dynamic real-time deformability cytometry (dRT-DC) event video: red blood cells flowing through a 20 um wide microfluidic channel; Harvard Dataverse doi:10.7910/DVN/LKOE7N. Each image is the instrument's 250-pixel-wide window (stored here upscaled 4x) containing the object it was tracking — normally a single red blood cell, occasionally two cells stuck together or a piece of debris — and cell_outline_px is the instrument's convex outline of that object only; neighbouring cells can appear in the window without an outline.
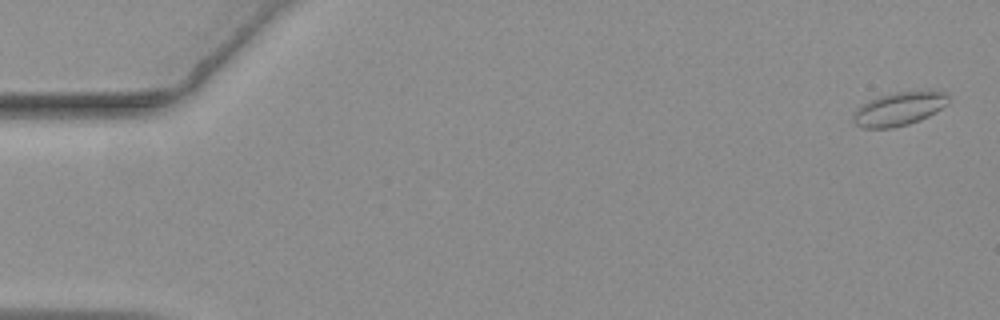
{"species": "common noctule bat (a hibernating species)", "species_latin": "Nyctalus noctula", "temperature_condition": "warm", "stored_images_in_passage": 59, "camera_frame_rate_fps": 3000, "um_per_image_px": 0.085, "animal": {"sex": "female", "body_mass_g": 19.3, "forearm_length_mm": 54.1}, "frame": {"image": 1, "passage_image": 2, "time_ms": 0.333, "image_size_px": [1000, 320], "cell_outline_px": [[948, 104], [936, 112], [920, 120], [908, 124], [892, 128], [864, 128], [852, 124], [852, 116], [856, 108], [860, 104], [868, 100], [880, 96], [896, 92], [928, 88], [932, 88], [948, 92]], "centroid_in_image_um": [76.45, 9.21], "position_along_channel_um": 8.6, "area_um2": 19.42}}
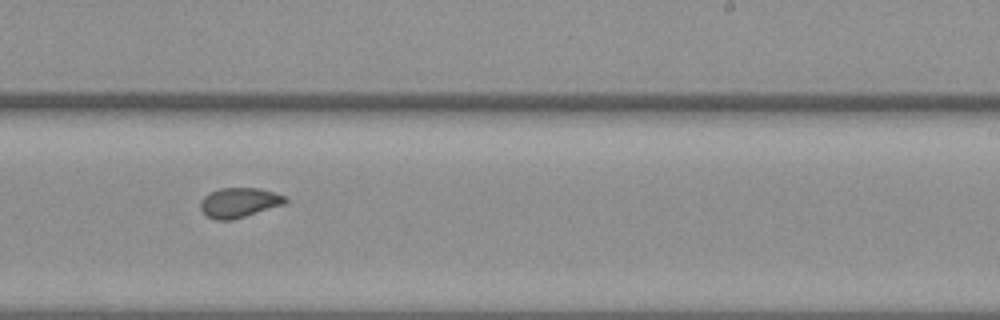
{"frame": {"image": 2, "passage_image": 36, "time_ms": 11.667, "image_size_px": [1000, 320], "cell_outline_px": [[288, 200], [284, 204], [232, 220], [216, 220], [208, 216], [200, 208], [200, 204], [204, 196], [208, 192], [220, 188], [256, 188], [272, 192], [284, 196]], "centroid_in_image_um": [20.29, 17.21], "position_along_channel_um": 268.7, "area_um2": 14.51}}
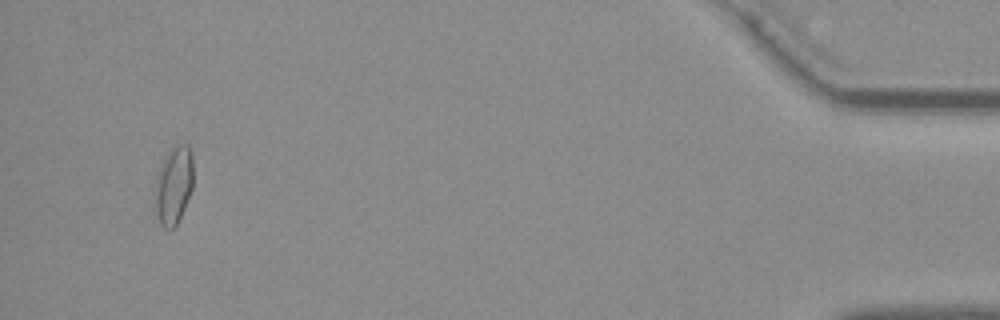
{"frame": {"image": 3, "passage_image": 56, "time_ms": 18.333, "image_size_px": [1000, 320], "cell_outline_px": [[192, 188], [184, 208], [176, 224], [172, 228], [164, 228], [160, 224], [156, 212], [156, 196], [160, 168], [168, 152], [176, 144], [188, 144], [192, 152]], "centroid_in_image_um": [14.8, 15.73], "position_along_channel_um": 420.4, "area_um2": 16.65}, "authors_computed_cell_mechanics": {"area_um2": 15.4904, "velocity_mm_per_s": 3.5804, "shape_relaxation_time_tau1_ms": null, "shape_relaxation_time_tau2_ms": 0.9611, "deformation_change_tau1": null, "deformation_change_tau2": 0.057}}